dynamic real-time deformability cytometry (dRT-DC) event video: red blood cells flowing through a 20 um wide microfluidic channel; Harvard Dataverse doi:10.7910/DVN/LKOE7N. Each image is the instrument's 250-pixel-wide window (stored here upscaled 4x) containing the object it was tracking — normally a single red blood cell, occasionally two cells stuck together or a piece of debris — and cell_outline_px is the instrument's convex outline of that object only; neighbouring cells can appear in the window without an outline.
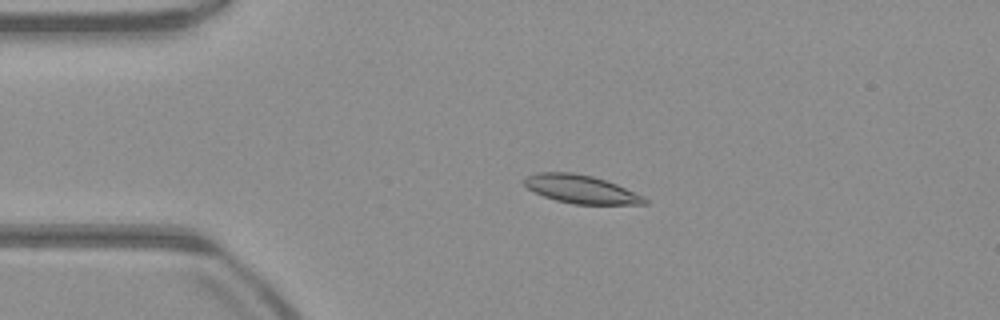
{"species": "common noctule bat (a hibernating species)", "species_latin": "Nyctalus noctula", "temperature_condition": "warm", "stored_images_in_passage": 52, "camera_frame_rate_fps": 3000, "um_per_image_px": 0.085, "animal": {"sex": "male", "body_mass_g": 23.1, "forearm_length_mm": 52.7}, "frame": {"image": 1, "passage_image": 11, "time_ms": 3.333, "image_size_px": [1000, 320], "cell_outline_px": [[648, 204], [572, 204], [556, 200], [544, 196], [528, 188], [524, 184], [524, 180], [528, 176], [540, 172], [572, 172], [592, 176], [616, 184], [644, 196], [648, 200]], "centroid_in_image_um": [49.41, 16.09], "position_along_channel_um": 35.6, "area_um2": 19.59}}
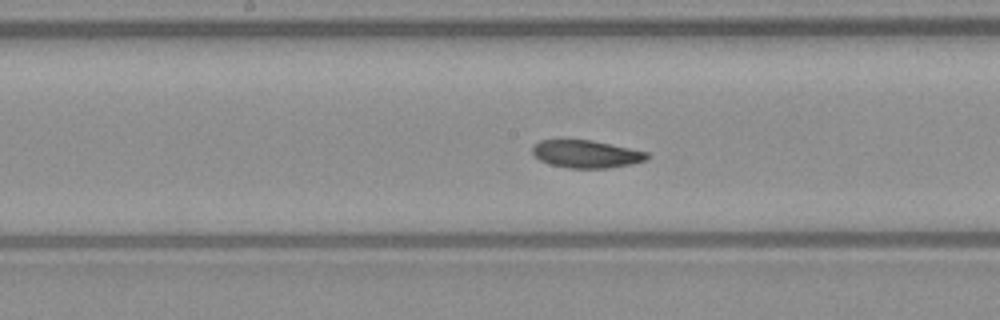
{"frame": {"image": 2, "passage_image": 26, "time_ms": 8.333, "image_size_px": [1000, 320], "cell_outline_px": [[648, 156], [644, 160], [632, 164], [608, 168], [568, 168], [552, 164], [540, 160], [532, 152], [532, 148], [540, 140], [592, 140], [648, 152]], "centroid_in_image_um": [49.84, 13.09], "position_along_channel_um": 198.4, "area_um2": 18.21}}
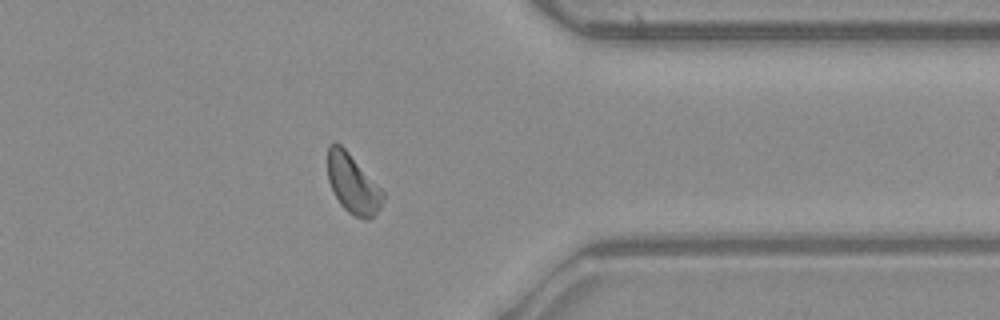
{"frame": {"image": 3, "passage_image": 41, "time_ms": 13.333, "image_size_px": [1000, 320], "cell_outline_px": [[384, 196], [380, 208], [368, 220], [364, 220], [348, 212], [340, 204], [328, 180], [328, 144], [336, 140], [348, 152], [384, 192]], "centroid_in_image_um": [29.97, 15.61], "position_along_channel_um": 381.4, "area_um2": 18.79}}